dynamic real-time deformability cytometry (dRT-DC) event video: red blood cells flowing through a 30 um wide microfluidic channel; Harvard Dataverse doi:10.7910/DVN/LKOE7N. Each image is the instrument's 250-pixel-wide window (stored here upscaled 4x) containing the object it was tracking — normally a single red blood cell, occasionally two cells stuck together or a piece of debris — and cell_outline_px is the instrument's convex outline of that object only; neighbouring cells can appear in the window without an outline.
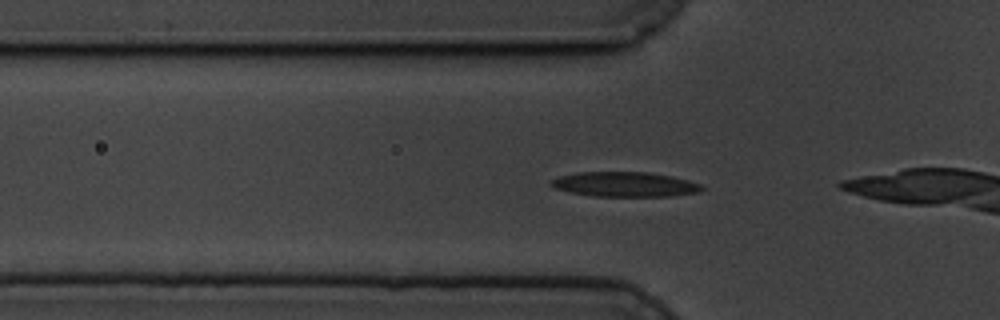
{"species": "common noctule bat (a hibernating species)", "species_latin": "Nyctalus noctula", "temperature_condition": "cold", "stored_images_in_passage": 48, "camera_frame_rate_fps": 3000, "um_per_image_px": 0.085, "animal": {"sex": "male", "body_mass_g": 19.5, "forearm_length_mm": 54.6}, "frame": {"image": 1, "passage_image": 19, "time_ms": 6.0, "image_size_px": [1000, 320], "cell_outline_px": [[704, 188], [700, 192], [672, 196], [592, 196], [568, 192], [556, 188], [548, 184], [552, 180], [560, 176], [576, 172], [648, 172], [672, 176], [688, 180], [700, 184]], "centroid_in_image_um": [53.11, 15.67], "position_along_channel_um": 72.7, "area_um2": 21.85}}
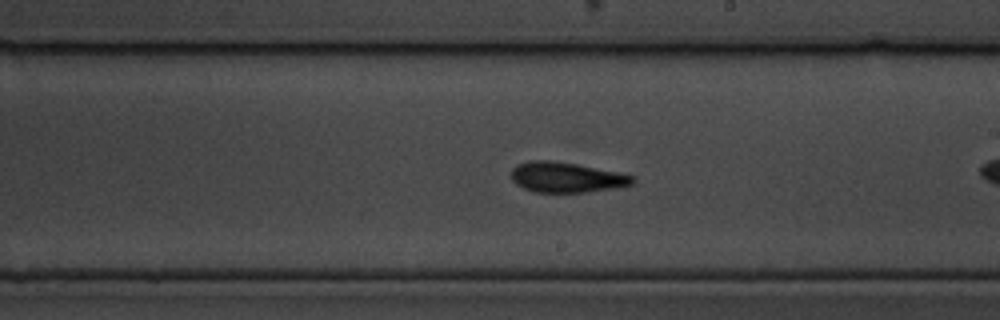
{"frame": {"image": 2, "passage_image": 34, "time_ms": 11.0, "image_size_px": [1000, 320], "cell_outline_px": [[636, 180], [632, 184], [616, 188], [584, 192], [536, 192], [524, 188], [516, 184], [512, 180], [512, 168], [516, 164], [528, 160], [552, 160], [576, 164], [636, 176]], "centroid_in_image_um": [48.13, 15.06], "position_along_channel_um": 240.9, "area_um2": 21.39}}
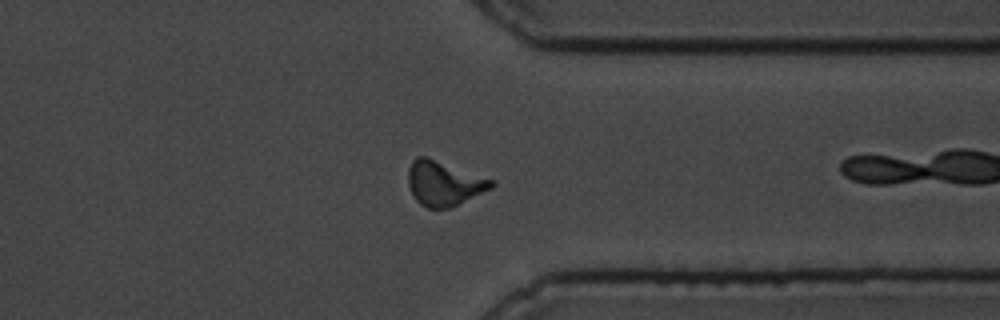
{"frame": {"image": 3, "passage_image": 46, "time_ms": 15.0, "image_size_px": [1000, 320], "cell_outline_px": [[496, 184], [492, 188], [452, 208], [428, 208], [420, 204], [412, 196], [408, 184], [408, 168], [412, 160], [416, 156], [424, 156], [496, 180]], "centroid_in_image_um": [37.74, 15.59], "position_along_channel_um": 373.7, "area_um2": 21.91}}